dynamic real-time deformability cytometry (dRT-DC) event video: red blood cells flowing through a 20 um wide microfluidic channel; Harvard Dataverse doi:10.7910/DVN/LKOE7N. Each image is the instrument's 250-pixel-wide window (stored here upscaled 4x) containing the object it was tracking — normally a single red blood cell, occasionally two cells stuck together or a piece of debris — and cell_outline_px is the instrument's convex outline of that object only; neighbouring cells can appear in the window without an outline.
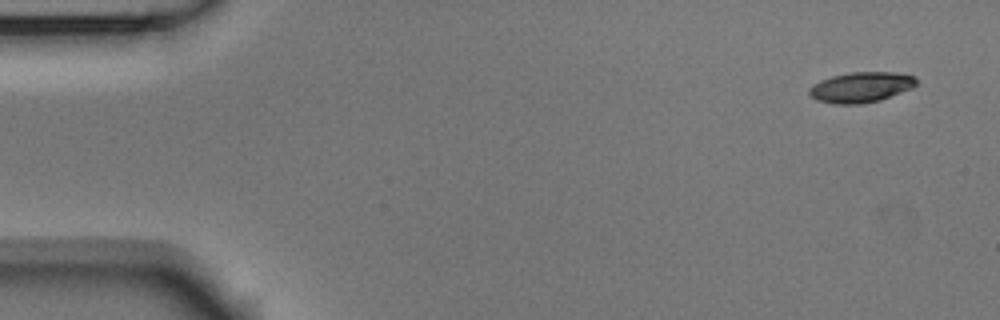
{"species": "Egyptian fruit bat (a non-hibernating species)", "species_latin": "Rousettus aegyptiacus", "temperature_condition": "room temperature", "stored_images_in_passage": 5, "camera_frame_rate_fps": 3000, "um_per_image_px": 0.085, "animal": {"sex": "male"}, "frame": {"image": 1, "passage_image": 1, "time_ms": 0.0, "image_size_px": [1000, 320], "cell_outline_px": [[916, 84], [912, 88], [880, 100], [860, 104], [832, 104], [816, 100], [808, 92], [808, 88], [812, 84], [820, 80], [832, 76], [852, 72], [896, 72], [916, 76]], "centroid_in_image_um": [73.16, 7.41], "position_along_channel_um": 11.8, "area_um2": 19.07}}
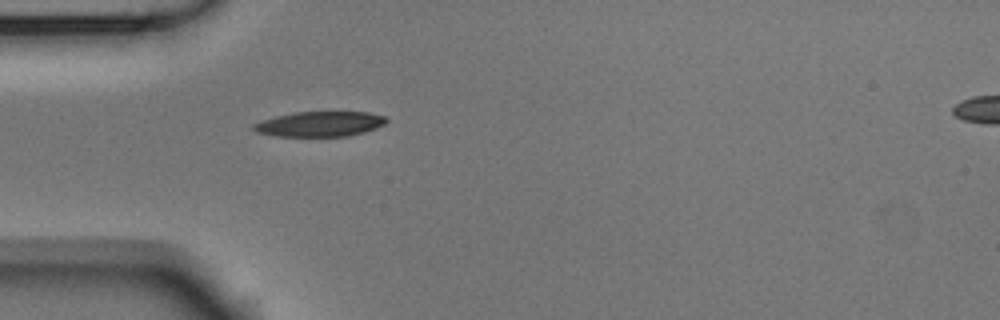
{"frame": {"image": 2, "passage_image": 5, "time_ms": 1.333, "image_size_px": [1000, 320], "cell_outline_px": [[388, 120], [384, 124], [376, 128], [364, 132], [348, 136], [276, 136], [256, 132], [252, 128], [252, 124], [276, 116], [296, 112], [368, 112], [384, 116]], "centroid_in_image_um": [27.19, 10.54], "position_along_channel_um": 57.8, "area_um2": 19.31}}